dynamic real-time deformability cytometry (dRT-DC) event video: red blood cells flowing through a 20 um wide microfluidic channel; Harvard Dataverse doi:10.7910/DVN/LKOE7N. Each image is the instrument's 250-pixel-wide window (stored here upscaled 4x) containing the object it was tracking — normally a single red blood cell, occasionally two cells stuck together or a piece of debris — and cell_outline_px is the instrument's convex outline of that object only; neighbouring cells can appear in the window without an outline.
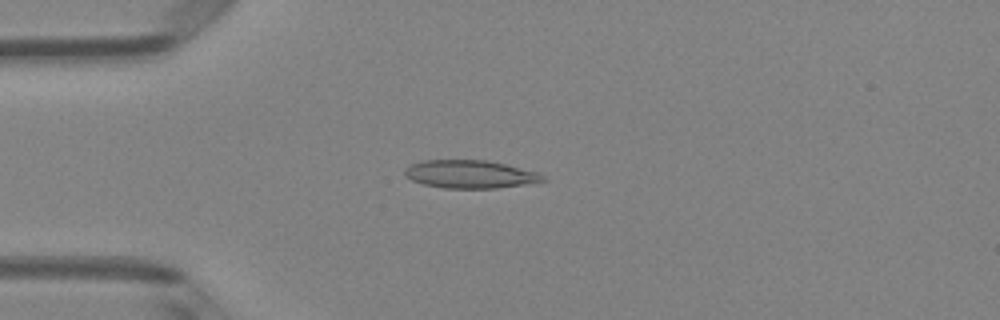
{"species": "Egyptian fruit bat (a non-hibernating species)", "species_latin": "Rousettus aegyptiacus", "temperature_condition": "room temperature", "stored_images_in_passage": 50, "camera_frame_rate_fps": 3000, "um_per_image_px": 0.085, "animal": {"sex": "female"}, "frame": {"image": 1, "passage_image": 13, "time_ms": 4.0, "image_size_px": [1000, 320], "cell_outline_px": [[548, 180], [536, 184], [496, 188], [444, 188], [424, 184], [412, 180], [404, 176], [404, 172], [412, 164], [424, 160], [488, 160], [536, 172], [544, 176]], "centroid_in_image_um": [40.02, 14.82], "position_along_channel_um": 45.0, "area_um2": 22.6}}
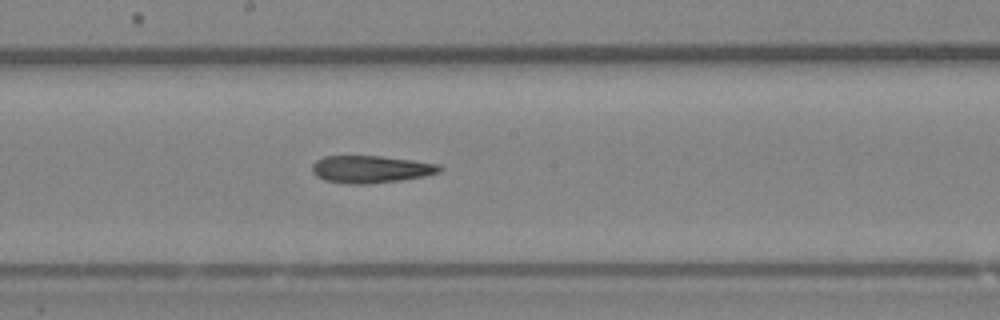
{"frame": {"image": 2, "passage_image": 27, "time_ms": 8.667, "image_size_px": [1000, 320], "cell_outline_px": [[440, 172], [424, 176], [400, 180], [368, 184], [348, 184], [324, 180], [316, 176], [312, 172], [312, 164], [316, 160], [324, 156], [380, 156], [412, 160], [440, 164]], "centroid_in_image_um": [31.48, 14.38], "position_along_channel_um": 216.7, "area_um2": 20.29}}
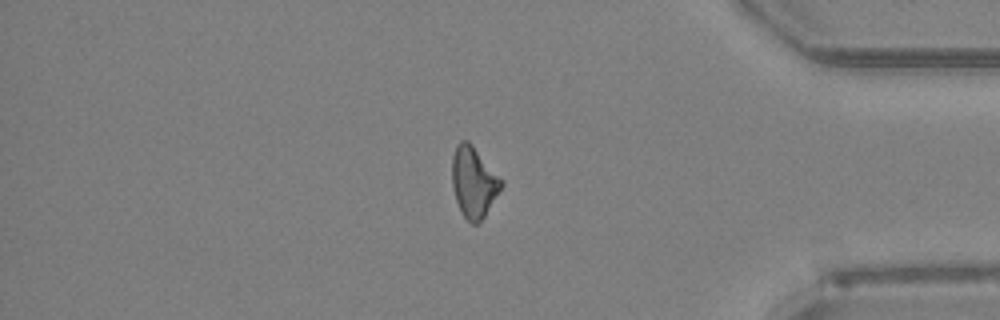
{"frame": {"image": 3, "passage_image": 42, "time_ms": 13.667, "image_size_px": [1000, 320], "cell_outline_px": [[504, 184], [484, 216], [476, 224], [472, 224], [464, 216], [456, 200], [452, 184], [452, 156], [456, 144], [460, 140], [468, 140], [472, 144], [504, 180]], "centroid_in_image_um": [40.27, 15.43], "position_along_channel_um": 394.9, "area_um2": 20.29}, "authors_computed_cell_mechanics": {"area_um2": 20.6057, "velocity_mm_per_s": 4.0923, "shape_relaxation_time_tau1_ms": null, "shape_relaxation_time_tau2_ms": 10.5808, "deformation_change_tau1": null, "deformation_change_tau2": 0.2373}}